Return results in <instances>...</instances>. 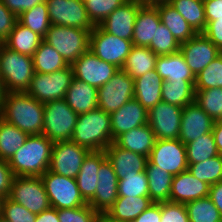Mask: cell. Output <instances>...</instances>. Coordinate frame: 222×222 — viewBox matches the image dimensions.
Segmentation results:
<instances>
[{
    "mask_svg": "<svg viewBox=\"0 0 222 222\" xmlns=\"http://www.w3.org/2000/svg\"><path fill=\"white\" fill-rule=\"evenodd\" d=\"M0 114L2 119L28 135L43 134L44 103L26 91L7 92Z\"/></svg>",
    "mask_w": 222,
    "mask_h": 222,
    "instance_id": "obj_1",
    "label": "cell"
},
{
    "mask_svg": "<svg viewBox=\"0 0 222 222\" xmlns=\"http://www.w3.org/2000/svg\"><path fill=\"white\" fill-rule=\"evenodd\" d=\"M53 145L43 134L29 135L7 161L14 176L41 177L49 168Z\"/></svg>",
    "mask_w": 222,
    "mask_h": 222,
    "instance_id": "obj_2",
    "label": "cell"
},
{
    "mask_svg": "<svg viewBox=\"0 0 222 222\" xmlns=\"http://www.w3.org/2000/svg\"><path fill=\"white\" fill-rule=\"evenodd\" d=\"M71 141L90 151H104L113 142L110 114L98 107L79 114Z\"/></svg>",
    "mask_w": 222,
    "mask_h": 222,
    "instance_id": "obj_3",
    "label": "cell"
},
{
    "mask_svg": "<svg viewBox=\"0 0 222 222\" xmlns=\"http://www.w3.org/2000/svg\"><path fill=\"white\" fill-rule=\"evenodd\" d=\"M33 57L0 47V79L5 92H24L34 75Z\"/></svg>",
    "mask_w": 222,
    "mask_h": 222,
    "instance_id": "obj_4",
    "label": "cell"
},
{
    "mask_svg": "<svg viewBox=\"0 0 222 222\" xmlns=\"http://www.w3.org/2000/svg\"><path fill=\"white\" fill-rule=\"evenodd\" d=\"M43 39L56 49L68 65H72L89 50L90 31L51 24Z\"/></svg>",
    "mask_w": 222,
    "mask_h": 222,
    "instance_id": "obj_5",
    "label": "cell"
},
{
    "mask_svg": "<svg viewBox=\"0 0 222 222\" xmlns=\"http://www.w3.org/2000/svg\"><path fill=\"white\" fill-rule=\"evenodd\" d=\"M78 119L65 99L44 103L43 135L53 143L71 140Z\"/></svg>",
    "mask_w": 222,
    "mask_h": 222,
    "instance_id": "obj_6",
    "label": "cell"
},
{
    "mask_svg": "<svg viewBox=\"0 0 222 222\" xmlns=\"http://www.w3.org/2000/svg\"><path fill=\"white\" fill-rule=\"evenodd\" d=\"M73 78L71 65L53 73L35 72L26 92L41 103L65 99Z\"/></svg>",
    "mask_w": 222,
    "mask_h": 222,
    "instance_id": "obj_7",
    "label": "cell"
},
{
    "mask_svg": "<svg viewBox=\"0 0 222 222\" xmlns=\"http://www.w3.org/2000/svg\"><path fill=\"white\" fill-rule=\"evenodd\" d=\"M41 179L51 207L55 209L77 208L88 204L81 196L76 180L47 170Z\"/></svg>",
    "mask_w": 222,
    "mask_h": 222,
    "instance_id": "obj_8",
    "label": "cell"
},
{
    "mask_svg": "<svg viewBox=\"0 0 222 222\" xmlns=\"http://www.w3.org/2000/svg\"><path fill=\"white\" fill-rule=\"evenodd\" d=\"M8 198L35 214L51 207L41 177L14 176Z\"/></svg>",
    "mask_w": 222,
    "mask_h": 222,
    "instance_id": "obj_9",
    "label": "cell"
},
{
    "mask_svg": "<svg viewBox=\"0 0 222 222\" xmlns=\"http://www.w3.org/2000/svg\"><path fill=\"white\" fill-rule=\"evenodd\" d=\"M132 46L131 40L109 34L99 25L90 32L89 50L101 60L119 69L124 66Z\"/></svg>",
    "mask_w": 222,
    "mask_h": 222,
    "instance_id": "obj_10",
    "label": "cell"
},
{
    "mask_svg": "<svg viewBox=\"0 0 222 222\" xmlns=\"http://www.w3.org/2000/svg\"><path fill=\"white\" fill-rule=\"evenodd\" d=\"M134 79L119 69L103 86L98 88V108L111 114L134 98Z\"/></svg>",
    "mask_w": 222,
    "mask_h": 222,
    "instance_id": "obj_11",
    "label": "cell"
},
{
    "mask_svg": "<svg viewBox=\"0 0 222 222\" xmlns=\"http://www.w3.org/2000/svg\"><path fill=\"white\" fill-rule=\"evenodd\" d=\"M91 151L71 140L55 142L48 170L58 175L76 178L82 163Z\"/></svg>",
    "mask_w": 222,
    "mask_h": 222,
    "instance_id": "obj_12",
    "label": "cell"
},
{
    "mask_svg": "<svg viewBox=\"0 0 222 222\" xmlns=\"http://www.w3.org/2000/svg\"><path fill=\"white\" fill-rule=\"evenodd\" d=\"M52 25L86 29L90 32L94 25L90 21L83 0H46Z\"/></svg>",
    "mask_w": 222,
    "mask_h": 222,
    "instance_id": "obj_13",
    "label": "cell"
},
{
    "mask_svg": "<svg viewBox=\"0 0 222 222\" xmlns=\"http://www.w3.org/2000/svg\"><path fill=\"white\" fill-rule=\"evenodd\" d=\"M148 161L173 176L178 175L188 170L186 145L179 139H156Z\"/></svg>",
    "mask_w": 222,
    "mask_h": 222,
    "instance_id": "obj_14",
    "label": "cell"
},
{
    "mask_svg": "<svg viewBox=\"0 0 222 222\" xmlns=\"http://www.w3.org/2000/svg\"><path fill=\"white\" fill-rule=\"evenodd\" d=\"M71 66L74 78L97 89L106 84L119 70L115 65L98 58L90 50L83 53Z\"/></svg>",
    "mask_w": 222,
    "mask_h": 222,
    "instance_id": "obj_15",
    "label": "cell"
},
{
    "mask_svg": "<svg viewBox=\"0 0 222 222\" xmlns=\"http://www.w3.org/2000/svg\"><path fill=\"white\" fill-rule=\"evenodd\" d=\"M183 108L159 102L148 110V124L156 139H178Z\"/></svg>",
    "mask_w": 222,
    "mask_h": 222,
    "instance_id": "obj_16",
    "label": "cell"
},
{
    "mask_svg": "<svg viewBox=\"0 0 222 222\" xmlns=\"http://www.w3.org/2000/svg\"><path fill=\"white\" fill-rule=\"evenodd\" d=\"M180 52L195 76L221 53L203 33L180 44Z\"/></svg>",
    "mask_w": 222,
    "mask_h": 222,
    "instance_id": "obj_17",
    "label": "cell"
},
{
    "mask_svg": "<svg viewBox=\"0 0 222 222\" xmlns=\"http://www.w3.org/2000/svg\"><path fill=\"white\" fill-rule=\"evenodd\" d=\"M118 181L111 162L106 158L98 170L95 195L87 203L98 213H106L118 198Z\"/></svg>",
    "mask_w": 222,
    "mask_h": 222,
    "instance_id": "obj_18",
    "label": "cell"
},
{
    "mask_svg": "<svg viewBox=\"0 0 222 222\" xmlns=\"http://www.w3.org/2000/svg\"><path fill=\"white\" fill-rule=\"evenodd\" d=\"M214 120L195 102L182 110L179 140L187 144L198 137L212 132Z\"/></svg>",
    "mask_w": 222,
    "mask_h": 222,
    "instance_id": "obj_19",
    "label": "cell"
},
{
    "mask_svg": "<svg viewBox=\"0 0 222 222\" xmlns=\"http://www.w3.org/2000/svg\"><path fill=\"white\" fill-rule=\"evenodd\" d=\"M111 134L113 142L123 133L148 124V110L135 98L129 100L117 111L112 112Z\"/></svg>",
    "mask_w": 222,
    "mask_h": 222,
    "instance_id": "obj_20",
    "label": "cell"
},
{
    "mask_svg": "<svg viewBox=\"0 0 222 222\" xmlns=\"http://www.w3.org/2000/svg\"><path fill=\"white\" fill-rule=\"evenodd\" d=\"M141 6L133 0H128L115 9L99 26L109 34L132 40L135 19Z\"/></svg>",
    "mask_w": 222,
    "mask_h": 222,
    "instance_id": "obj_21",
    "label": "cell"
},
{
    "mask_svg": "<svg viewBox=\"0 0 222 222\" xmlns=\"http://www.w3.org/2000/svg\"><path fill=\"white\" fill-rule=\"evenodd\" d=\"M210 185L194 177L188 170L173 176L170 201L186 204L187 202L209 196Z\"/></svg>",
    "mask_w": 222,
    "mask_h": 222,
    "instance_id": "obj_22",
    "label": "cell"
},
{
    "mask_svg": "<svg viewBox=\"0 0 222 222\" xmlns=\"http://www.w3.org/2000/svg\"><path fill=\"white\" fill-rule=\"evenodd\" d=\"M104 151L113 166L118 180L123 179L126 175H137L146 170L148 157L144 155L120 148L114 142Z\"/></svg>",
    "mask_w": 222,
    "mask_h": 222,
    "instance_id": "obj_23",
    "label": "cell"
},
{
    "mask_svg": "<svg viewBox=\"0 0 222 222\" xmlns=\"http://www.w3.org/2000/svg\"><path fill=\"white\" fill-rule=\"evenodd\" d=\"M106 158L105 151H91L84 159L75 178L80 194L86 202L95 195L98 185V170Z\"/></svg>",
    "mask_w": 222,
    "mask_h": 222,
    "instance_id": "obj_24",
    "label": "cell"
},
{
    "mask_svg": "<svg viewBox=\"0 0 222 222\" xmlns=\"http://www.w3.org/2000/svg\"><path fill=\"white\" fill-rule=\"evenodd\" d=\"M161 18L156 6L142 5L137 13L132 44L134 46L148 47L155 37L156 29Z\"/></svg>",
    "mask_w": 222,
    "mask_h": 222,
    "instance_id": "obj_25",
    "label": "cell"
},
{
    "mask_svg": "<svg viewBox=\"0 0 222 222\" xmlns=\"http://www.w3.org/2000/svg\"><path fill=\"white\" fill-rule=\"evenodd\" d=\"M155 69L163 81H189L195 86L196 76L180 51L169 55H159Z\"/></svg>",
    "mask_w": 222,
    "mask_h": 222,
    "instance_id": "obj_26",
    "label": "cell"
},
{
    "mask_svg": "<svg viewBox=\"0 0 222 222\" xmlns=\"http://www.w3.org/2000/svg\"><path fill=\"white\" fill-rule=\"evenodd\" d=\"M65 100L76 114L87 113L98 107V89L84 81L73 78Z\"/></svg>",
    "mask_w": 222,
    "mask_h": 222,
    "instance_id": "obj_27",
    "label": "cell"
},
{
    "mask_svg": "<svg viewBox=\"0 0 222 222\" xmlns=\"http://www.w3.org/2000/svg\"><path fill=\"white\" fill-rule=\"evenodd\" d=\"M163 80L156 69L134 79V98L147 110L162 101Z\"/></svg>",
    "mask_w": 222,
    "mask_h": 222,
    "instance_id": "obj_28",
    "label": "cell"
},
{
    "mask_svg": "<svg viewBox=\"0 0 222 222\" xmlns=\"http://www.w3.org/2000/svg\"><path fill=\"white\" fill-rule=\"evenodd\" d=\"M156 142V137L149 124L133 128L121 134L114 143L123 149L149 157Z\"/></svg>",
    "mask_w": 222,
    "mask_h": 222,
    "instance_id": "obj_29",
    "label": "cell"
},
{
    "mask_svg": "<svg viewBox=\"0 0 222 222\" xmlns=\"http://www.w3.org/2000/svg\"><path fill=\"white\" fill-rule=\"evenodd\" d=\"M152 203L149 196H118L106 214L119 222H132Z\"/></svg>",
    "mask_w": 222,
    "mask_h": 222,
    "instance_id": "obj_30",
    "label": "cell"
},
{
    "mask_svg": "<svg viewBox=\"0 0 222 222\" xmlns=\"http://www.w3.org/2000/svg\"><path fill=\"white\" fill-rule=\"evenodd\" d=\"M155 6L159 12L161 23L169 29L179 44L188 41L197 34L182 15L167 1Z\"/></svg>",
    "mask_w": 222,
    "mask_h": 222,
    "instance_id": "obj_31",
    "label": "cell"
},
{
    "mask_svg": "<svg viewBox=\"0 0 222 222\" xmlns=\"http://www.w3.org/2000/svg\"><path fill=\"white\" fill-rule=\"evenodd\" d=\"M43 40L42 36L17 21L3 44L11 50L32 57Z\"/></svg>",
    "mask_w": 222,
    "mask_h": 222,
    "instance_id": "obj_32",
    "label": "cell"
},
{
    "mask_svg": "<svg viewBox=\"0 0 222 222\" xmlns=\"http://www.w3.org/2000/svg\"><path fill=\"white\" fill-rule=\"evenodd\" d=\"M145 171L148 177L149 198L155 203L170 201L173 175L149 161Z\"/></svg>",
    "mask_w": 222,
    "mask_h": 222,
    "instance_id": "obj_33",
    "label": "cell"
},
{
    "mask_svg": "<svg viewBox=\"0 0 222 222\" xmlns=\"http://www.w3.org/2000/svg\"><path fill=\"white\" fill-rule=\"evenodd\" d=\"M156 55L149 47L132 46L122 69L133 79L156 68Z\"/></svg>",
    "mask_w": 222,
    "mask_h": 222,
    "instance_id": "obj_34",
    "label": "cell"
},
{
    "mask_svg": "<svg viewBox=\"0 0 222 222\" xmlns=\"http://www.w3.org/2000/svg\"><path fill=\"white\" fill-rule=\"evenodd\" d=\"M32 57L34 72L37 73H53L69 66L56 49L44 40Z\"/></svg>",
    "mask_w": 222,
    "mask_h": 222,
    "instance_id": "obj_35",
    "label": "cell"
},
{
    "mask_svg": "<svg viewBox=\"0 0 222 222\" xmlns=\"http://www.w3.org/2000/svg\"><path fill=\"white\" fill-rule=\"evenodd\" d=\"M188 24L197 32L202 33L207 25L203 0H168Z\"/></svg>",
    "mask_w": 222,
    "mask_h": 222,
    "instance_id": "obj_36",
    "label": "cell"
},
{
    "mask_svg": "<svg viewBox=\"0 0 222 222\" xmlns=\"http://www.w3.org/2000/svg\"><path fill=\"white\" fill-rule=\"evenodd\" d=\"M28 136L21 129L0 118V159L8 161Z\"/></svg>",
    "mask_w": 222,
    "mask_h": 222,
    "instance_id": "obj_37",
    "label": "cell"
},
{
    "mask_svg": "<svg viewBox=\"0 0 222 222\" xmlns=\"http://www.w3.org/2000/svg\"><path fill=\"white\" fill-rule=\"evenodd\" d=\"M162 101L184 108L195 101V86L189 81H164Z\"/></svg>",
    "mask_w": 222,
    "mask_h": 222,
    "instance_id": "obj_38",
    "label": "cell"
},
{
    "mask_svg": "<svg viewBox=\"0 0 222 222\" xmlns=\"http://www.w3.org/2000/svg\"><path fill=\"white\" fill-rule=\"evenodd\" d=\"M186 145L188 164H196L219 155L213 133H207Z\"/></svg>",
    "mask_w": 222,
    "mask_h": 222,
    "instance_id": "obj_39",
    "label": "cell"
},
{
    "mask_svg": "<svg viewBox=\"0 0 222 222\" xmlns=\"http://www.w3.org/2000/svg\"><path fill=\"white\" fill-rule=\"evenodd\" d=\"M18 21L44 38L51 25L46 2L24 11L18 17Z\"/></svg>",
    "mask_w": 222,
    "mask_h": 222,
    "instance_id": "obj_40",
    "label": "cell"
},
{
    "mask_svg": "<svg viewBox=\"0 0 222 222\" xmlns=\"http://www.w3.org/2000/svg\"><path fill=\"white\" fill-rule=\"evenodd\" d=\"M189 222H222V215L209 197L185 204Z\"/></svg>",
    "mask_w": 222,
    "mask_h": 222,
    "instance_id": "obj_41",
    "label": "cell"
},
{
    "mask_svg": "<svg viewBox=\"0 0 222 222\" xmlns=\"http://www.w3.org/2000/svg\"><path fill=\"white\" fill-rule=\"evenodd\" d=\"M188 171L210 186L220 182L222 181V155H216L196 164H188Z\"/></svg>",
    "mask_w": 222,
    "mask_h": 222,
    "instance_id": "obj_42",
    "label": "cell"
},
{
    "mask_svg": "<svg viewBox=\"0 0 222 222\" xmlns=\"http://www.w3.org/2000/svg\"><path fill=\"white\" fill-rule=\"evenodd\" d=\"M195 102L214 121L222 119V88L195 90Z\"/></svg>",
    "mask_w": 222,
    "mask_h": 222,
    "instance_id": "obj_43",
    "label": "cell"
},
{
    "mask_svg": "<svg viewBox=\"0 0 222 222\" xmlns=\"http://www.w3.org/2000/svg\"><path fill=\"white\" fill-rule=\"evenodd\" d=\"M222 88V52L196 75L195 90Z\"/></svg>",
    "mask_w": 222,
    "mask_h": 222,
    "instance_id": "obj_44",
    "label": "cell"
},
{
    "mask_svg": "<svg viewBox=\"0 0 222 222\" xmlns=\"http://www.w3.org/2000/svg\"><path fill=\"white\" fill-rule=\"evenodd\" d=\"M118 196H149L148 177L146 171L124 176L118 181Z\"/></svg>",
    "mask_w": 222,
    "mask_h": 222,
    "instance_id": "obj_45",
    "label": "cell"
},
{
    "mask_svg": "<svg viewBox=\"0 0 222 222\" xmlns=\"http://www.w3.org/2000/svg\"><path fill=\"white\" fill-rule=\"evenodd\" d=\"M87 15L94 26L100 25L115 9L128 0H83Z\"/></svg>",
    "mask_w": 222,
    "mask_h": 222,
    "instance_id": "obj_46",
    "label": "cell"
},
{
    "mask_svg": "<svg viewBox=\"0 0 222 222\" xmlns=\"http://www.w3.org/2000/svg\"><path fill=\"white\" fill-rule=\"evenodd\" d=\"M148 47L158 56L180 51V44L163 23H160L156 29L155 37Z\"/></svg>",
    "mask_w": 222,
    "mask_h": 222,
    "instance_id": "obj_47",
    "label": "cell"
},
{
    "mask_svg": "<svg viewBox=\"0 0 222 222\" xmlns=\"http://www.w3.org/2000/svg\"><path fill=\"white\" fill-rule=\"evenodd\" d=\"M1 217L9 222H35L37 214L6 197L3 201Z\"/></svg>",
    "mask_w": 222,
    "mask_h": 222,
    "instance_id": "obj_48",
    "label": "cell"
},
{
    "mask_svg": "<svg viewBox=\"0 0 222 222\" xmlns=\"http://www.w3.org/2000/svg\"><path fill=\"white\" fill-rule=\"evenodd\" d=\"M98 214L89 204L77 208L57 210L60 222H95Z\"/></svg>",
    "mask_w": 222,
    "mask_h": 222,
    "instance_id": "obj_49",
    "label": "cell"
},
{
    "mask_svg": "<svg viewBox=\"0 0 222 222\" xmlns=\"http://www.w3.org/2000/svg\"><path fill=\"white\" fill-rule=\"evenodd\" d=\"M161 222H189L185 204L161 202Z\"/></svg>",
    "mask_w": 222,
    "mask_h": 222,
    "instance_id": "obj_50",
    "label": "cell"
},
{
    "mask_svg": "<svg viewBox=\"0 0 222 222\" xmlns=\"http://www.w3.org/2000/svg\"><path fill=\"white\" fill-rule=\"evenodd\" d=\"M18 17L8 10L0 0V40L3 42L12 32Z\"/></svg>",
    "mask_w": 222,
    "mask_h": 222,
    "instance_id": "obj_51",
    "label": "cell"
},
{
    "mask_svg": "<svg viewBox=\"0 0 222 222\" xmlns=\"http://www.w3.org/2000/svg\"><path fill=\"white\" fill-rule=\"evenodd\" d=\"M202 32L222 52V16H214V21H206Z\"/></svg>",
    "mask_w": 222,
    "mask_h": 222,
    "instance_id": "obj_52",
    "label": "cell"
},
{
    "mask_svg": "<svg viewBox=\"0 0 222 222\" xmlns=\"http://www.w3.org/2000/svg\"><path fill=\"white\" fill-rule=\"evenodd\" d=\"M14 174L6 160L0 159V195L8 197L11 191V184Z\"/></svg>",
    "mask_w": 222,
    "mask_h": 222,
    "instance_id": "obj_53",
    "label": "cell"
},
{
    "mask_svg": "<svg viewBox=\"0 0 222 222\" xmlns=\"http://www.w3.org/2000/svg\"><path fill=\"white\" fill-rule=\"evenodd\" d=\"M5 7L19 17L24 11L46 2V0H1Z\"/></svg>",
    "mask_w": 222,
    "mask_h": 222,
    "instance_id": "obj_54",
    "label": "cell"
},
{
    "mask_svg": "<svg viewBox=\"0 0 222 222\" xmlns=\"http://www.w3.org/2000/svg\"><path fill=\"white\" fill-rule=\"evenodd\" d=\"M132 222H161V202H153Z\"/></svg>",
    "mask_w": 222,
    "mask_h": 222,
    "instance_id": "obj_55",
    "label": "cell"
},
{
    "mask_svg": "<svg viewBox=\"0 0 222 222\" xmlns=\"http://www.w3.org/2000/svg\"><path fill=\"white\" fill-rule=\"evenodd\" d=\"M206 21H214V16H222V0H203Z\"/></svg>",
    "mask_w": 222,
    "mask_h": 222,
    "instance_id": "obj_56",
    "label": "cell"
},
{
    "mask_svg": "<svg viewBox=\"0 0 222 222\" xmlns=\"http://www.w3.org/2000/svg\"><path fill=\"white\" fill-rule=\"evenodd\" d=\"M222 215V181L210 186L208 196Z\"/></svg>",
    "mask_w": 222,
    "mask_h": 222,
    "instance_id": "obj_57",
    "label": "cell"
},
{
    "mask_svg": "<svg viewBox=\"0 0 222 222\" xmlns=\"http://www.w3.org/2000/svg\"><path fill=\"white\" fill-rule=\"evenodd\" d=\"M35 222H60L57 216V209L50 207L37 214Z\"/></svg>",
    "mask_w": 222,
    "mask_h": 222,
    "instance_id": "obj_58",
    "label": "cell"
},
{
    "mask_svg": "<svg viewBox=\"0 0 222 222\" xmlns=\"http://www.w3.org/2000/svg\"><path fill=\"white\" fill-rule=\"evenodd\" d=\"M212 133L215 139L219 155H222V119L216 120L213 125Z\"/></svg>",
    "mask_w": 222,
    "mask_h": 222,
    "instance_id": "obj_59",
    "label": "cell"
},
{
    "mask_svg": "<svg viewBox=\"0 0 222 222\" xmlns=\"http://www.w3.org/2000/svg\"><path fill=\"white\" fill-rule=\"evenodd\" d=\"M95 222H119V221L112 219L106 213H99L95 219Z\"/></svg>",
    "mask_w": 222,
    "mask_h": 222,
    "instance_id": "obj_60",
    "label": "cell"
},
{
    "mask_svg": "<svg viewBox=\"0 0 222 222\" xmlns=\"http://www.w3.org/2000/svg\"><path fill=\"white\" fill-rule=\"evenodd\" d=\"M133 1L139 3L140 5L155 6L160 3L166 2L168 0H133Z\"/></svg>",
    "mask_w": 222,
    "mask_h": 222,
    "instance_id": "obj_61",
    "label": "cell"
},
{
    "mask_svg": "<svg viewBox=\"0 0 222 222\" xmlns=\"http://www.w3.org/2000/svg\"><path fill=\"white\" fill-rule=\"evenodd\" d=\"M5 94H6V92H5L2 80L0 79V110H1V107L3 104Z\"/></svg>",
    "mask_w": 222,
    "mask_h": 222,
    "instance_id": "obj_62",
    "label": "cell"
},
{
    "mask_svg": "<svg viewBox=\"0 0 222 222\" xmlns=\"http://www.w3.org/2000/svg\"><path fill=\"white\" fill-rule=\"evenodd\" d=\"M4 199H5V197L0 195V216H1V213H2V205H3Z\"/></svg>",
    "mask_w": 222,
    "mask_h": 222,
    "instance_id": "obj_63",
    "label": "cell"
},
{
    "mask_svg": "<svg viewBox=\"0 0 222 222\" xmlns=\"http://www.w3.org/2000/svg\"><path fill=\"white\" fill-rule=\"evenodd\" d=\"M0 222H9V221L0 216Z\"/></svg>",
    "mask_w": 222,
    "mask_h": 222,
    "instance_id": "obj_64",
    "label": "cell"
}]
</instances>
